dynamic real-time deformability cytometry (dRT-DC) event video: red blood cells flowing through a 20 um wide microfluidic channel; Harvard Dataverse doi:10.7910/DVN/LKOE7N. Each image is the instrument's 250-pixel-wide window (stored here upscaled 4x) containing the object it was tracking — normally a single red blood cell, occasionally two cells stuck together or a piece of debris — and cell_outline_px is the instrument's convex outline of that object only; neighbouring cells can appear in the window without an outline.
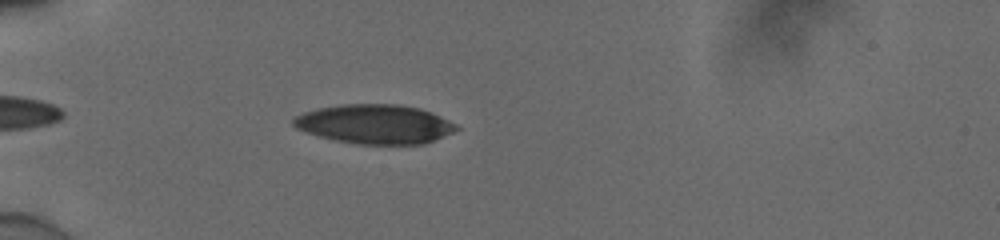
{"species": "human", "species_latin": "Homo sapiens", "temperature_condition": "cold", "stored_images_in_passage": 38, "camera_frame_rate_fps": 3000, "um_per_image_px": 0.085, "donor": {"sex": "male"}, "frame": {"image": 1, "passage_image": 5, "time_ms": 1.333, "image_size_px": [1000, 240], "cell_outline_px": [[460, 128], [452, 132], [424, 144], [360, 144], [336, 140], [320, 136], [296, 128], [292, 124], [292, 116], [316, 108], [340, 104], [400, 104], [420, 108], [432, 112], [456, 124]], "centroid_in_image_um": [31.84, 10.53], "position_along_channel_um": 53.2, "area_um2": 37.28}}
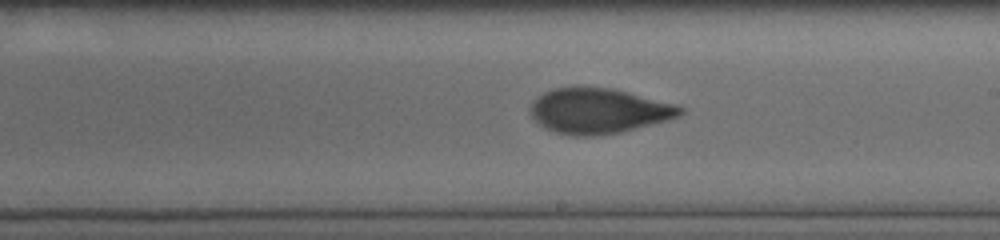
{"frame": {"image": 2, "passage_image": 21, "time_ms": 6.667, "image_size_px": [1000, 240], "cell_outline_px": [[684, 112], [680, 116], [668, 120], [620, 132], [592, 136], [572, 136], [556, 132], [544, 128], [532, 116], [532, 100], [544, 92], [552, 88], [612, 88], [676, 104], [684, 108]], "centroid_in_image_um": [50.9, 9.43], "position_along_channel_um": 238.1, "area_um2": 39.13}}
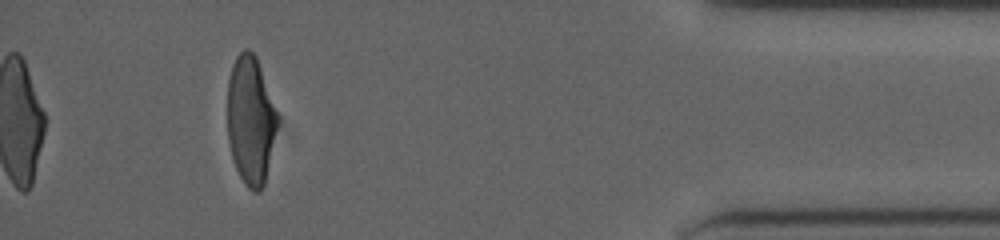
{"frame": {"image": 3, "passage_image": 38, "time_ms": 12.333, "image_size_px": [1000, 240], "cell_outline_px": [[280, 116], [264, 184], [260, 192], [252, 192], [248, 188], [240, 176], [232, 160], [228, 140], [228, 80], [232, 64], [236, 56], [244, 48], [248, 48], [256, 56]], "centroid_in_image_um": [21.31, 10.2], "position_along_channel_um": 413.9, "area_um2": 37.8}, "authors_computed_cell_mechanics": {"area_um2": 38.8705, "velocity_mm_per_s": 3.9154, "shape_relaxation_time_tau1_ms": 5.8463, "shape_relaxation_time_tau2_ms": 1.1939, "deformation_change_tau1": 0.1922, "deformation_change_tau2": 0.0759}}